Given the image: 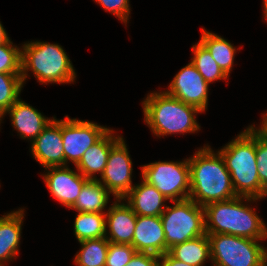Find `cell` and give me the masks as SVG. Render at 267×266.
<instances>
[{
    "label": "cell",
    "instance_id": "20",
    "mask_svg": "<svg viewBox=\"0 0 267 266\" xmlns=\"http://www.w3.org/2000/svg\"><path fill=\"white\" fill-rule=\"evenodd\" d=\"M175 259L191 266H204L211 261L210 240L207 234L177 244L168 250Z\"/></svg>",
    "mask_w": 267,
    "mask_h": 266
},
{
    "label": "cell",
    "instance_id": "13",
    "mask_svg": "<svg viewBox=\"0 0 267 266\" xmlns=\"http://www.w3.org/2000/svg\"><path fill=\"white\" fill-rule=\"evenodd\" d=\"M31 144L34 159L43 168L65 166V155L61 133V119L56 117L43 129Z\"/></svg>",
    "mask_w": 267,
    "mask_h": 266
},
{
    "label": "cell",
    "instance_id": "22",
    "mask_svg": "<svg viewBox=\"0 0 267 266\" xmlns=\"http://www.w3.org/2000/svg\"><path fill=\"white\" fill-rule=\"evenodd\" d=\"M199 42L208 50L220 69L229 77L234 65L237 48L228 40L212 33L205 28L201 29Z\"/></svg>",
    "mask_w": 267,
    "mask_h": 266
},
{
    "label": "cell",
    "instance_id": "2",
    "mask_svg": "<svg viewBox=\"0 0 267 266\" xmlns=\"http://www.w3.org/2000/svg\"><path fill=\"white\" fill-rule=\"evenodd\" d=\"M257 200L260 199L237 196L230 200L207 204L203 207L206 234H227L265 240L267 226L248 204Z\"/></svg>",
    "mask_w": 267,
    "mask_h": 266
},
{
    "label": "cell",
    "instance_id": "7",
    "mask_svg": "<svg viewBox=\"0 0 267 266\" xmlns=\"http://www.w3.org/2000/svg\"><path fill=\"white\" fill-rule=\"evenodd\" d=\"M207 235L212 266H265L266 247L261 245L263 240L227 234Z\"/></svg>",
    "mask_w": 267,
    "mask_h": 266
},
{
    "label": "cell",
    "instance_id": "9",
    "mask_svg": "<svg viewBox=\"0 0 267 266\" xmlns=\"http://www.w3.org/2000/svg\"><path fill=\"white\" fill-rule=\"evenodd\" d=\"M110 128L98 123L70 118L61 119V133L65 166L71 161L76 166L85 151L96 143Z\"/></svg>",
    "mask_w": 267,
    "mask_h": 266
},
{
    "label": "cell",
    "instance_id": "30",
    "mask_svg": "<svg viewBox=\"0 0 267 266\" xmlns=\"http://www.w3.org/2000/svg\"><path fill=\"white\" fill-rule=\"evenodd\" d=\"M105 11L120 19L126 26L130 16V0H94Z\"/></svg>",
    "mask_w": 267,
    "mask_h": 266
},
{
    "label": "cell",
    "instance_id": "15",
    "mask_svg": "<svg viewBox=\"0 0 267 266\" xmlns=\"http://www.w3.org/2000/svg\"><path fill=\"white\" fill-rule=\"evenodd\" d=\"M131 246L136 252L161 256L166 253V240L161 216H137Z\"/></svg>",
    "mask_w": 267,
    "mask_h": 266
},
{
    "label": "cell",
    "instance_id": "25",
    "mask_svg": "<svg viewBox=\"0 0 267 266\" xmlns=\"http://www.w3.org/2000/svg\"><path fill=\"white\" fill-rule=\"evenodd\" d=\"M192 53L194 56L191 58V63L208 84L229 78L199 41L192 46Z\"/></svg>",
    "mask_w": 267,
    "mask_h": 266
},
{
    "label": "cell",
    "instance_id": "6",
    "mask_svg": "<svg viewBox=\"0 0 267 266\" xmlns=\"http://www.w3.org/2000/svg\"><path fill=\"white\" fill-rule=\"evenodd\" d=\"M173 203L161 214L166 252L177 244L206 234L202 206L189 198Z\"/></svg>",
    "mask_w": 267,
    "mask_h": 266
},
{
    "label": "cell",
    "instance_id": "4",
    "mask_svg": "<svg viewBox=\"0 0 267 266\" xmlns=\"http://www.w3.org/2000/svg\"><path fill=\"white\" fill-rule=\"evenodd\" d=\"M142 109L144 122L156 137L194 134L201 130L196 115L203 112L165 91L148 93L142 102Z\"/></svg>",
    "mask_w": 267,
    "mask_h": 266
},
{
    "label": "cell",
    "instance_id": "31",
    "mask_svg": "<svg viewBox=\"0 0 267 266\" xmlns=\"http://www.w3.org/2000/svg\"><path fill=\"white\" fill-rule=\"evenodd\" d=\"M126 266H160V256L136 252Z\"/></svg>",
    "mask_w": 267,
    "mask_h": 266
},
{
    "label": "cell",
    "instance_id": "12",
    "mask_svg": "<svg viewBox=\"0 0 267 266\" xmlns=\"http://www.w3.org/2000/svg\"><path fill=\"white\" fill-rule=\"evenodd\" d=\"M47 172L43 175L46 187L51 195L56 198L59 203L71 208L83 185L89 180L85 178L78 170L77 172L66 166L48 167Z\"/></svg>",
    "mask_w": 267,
    "mask_h": 266
},
{
    "label": "cell",
    "instance_id": "14",
    "mask_svg": "<svg viewBox=\"0 0 267 266\" xmlns=\"http://www.w3.org/2000/svg\"><path fill=\"white\" fill-rule=\"evenodd\" d=\"M106 211V239L115 244L131 245L137 215L123 199H115Z\"/></svg>",
    "mask_w": 267,
    "mask_h": 266
},
{
    "label": "cell",
    "instance_id": "24",
    "mask_svg": "<svg viewBox=\"0 0 267 266\" xmlns=\"http://www.w3.org/2000/svg\"><path fill=\"white\" fill-rule=\"evenodd\" d=\"M81 248L74 257L77 266H105L109 241L106 237L79 242Z\"/></svg>",
    "mask_w": 267,
    "mask_h": 266
},
{
    "label": "cell",
    "instance_id": "21",
    "mask_svg": "<svg viewBox=\"0 0 267 266\" xmlns=\"http://www.w3.org/2000/svg\"><path fill=\"white\" fill-rule=\"evenodd\" d=\"M110 194L97 179H89L83 185L75 204L70 209L77 212L106 213Z\"/></svg>",
    "mask_w": 267,
    "mask_h": 266
},
{
    "label": "cell",
    "instance_id": "5",
    "mask_svg": "<svg viewBox=\"0 0 267 266\" xmlns=\"http://www.w3.org/2000/svg\"><path fill=\"white\" fill-rule=\"evenodd\" d=\"M21 46V77L23 84L31 71L41 84H71L76 72L64 48L44 41H28Z\"/></svg>",
    "mask_w": 267,
    "mask_h": 266
},
{
    "label": "cell",
    "instance_id": "33",
    "mask_svg": "<svg viewBox=\"0 0 267 266\" xmlns=\"http://www.w3.org/2000/svg\"><path fill=\"white\" fill-rule=\"evenodd\" d=\"M262 120L260 122L259 128L253 125L267 140V112L262 115Z\"/></svg>",
    "mask_w": 267,
    "mask_h": 266
},
{
    "label": "cell",
    "instance_id": "35",
    "mask_svg": "<svg viewBox=\"0 0 267 266\" xmlns=\"http://www.w3.org/2000/svg\"><path fill=\"white\" fill-rule=\"evenodd\" d=\"M263 18H265L264 20H266L267 22V0H263Z\"/></svg>",
    "mask_w": 267,
    "mask_h": 266
},
{
    "label": "cell",
    "instance_id": "10",
    "mask_svg": "<svg viewBox=\"0 0 267 266\" xmlns=\"http://www.w3.org/2000/svg\"><path fill=\"white\" fill-rule=\"evenodd\" d=\"M132 160L122 137L110 150L107 164L99 182L114 196L122 199L133 187Z\"/></svg>",
    "mask_w": 267,
    "mask_h": 266
},
{
    "label": "cell",
    "instance_id": "18",
    "mask_svg": "<svg viewBox=\"0 0 267 266\" xmlns=\"http://www.w3.org/2000/svg\"><path fill=\"white\" fill-rule=\"evenodd\" d=\"M109 129L96 143L88 148L79 163L75 166L85 178L95 180L96 173L104 172L111 148L123 137Z\"/></svg>",
    "mask_w": 267,
    "mask_h": 266
},
{
    "label": "cell",
    "instance_id": "27",
    "mask_svg": "<svg viewBox=\"0 0 267 266\" xmlns=\"http://www.w3.org/2000/svg\"><path fill=\"white\" fill-rule=\"evenodd\" d=\"M0 73L21 74V47L11 40L0 44Z\"/></svg>",
    "mask_w": 267,
    "mask_h": 266
},
{
    "label": "cell",
    "instance_id": "1",
    "mask_svg": "<svg viewBox=\"0 0 267 266\" xmlns=\"http://www.w3.org/2000/svg\"><path fill=\"white\" fill-rule=\"evenodd\" d=\"M190 166L189 199L204 207L212 202L237 197L229 171L221 154L204 145L188 157Z\"/></svg>",
    "mask_w": 267,
    "mask_h": 266
},
{
    "label": "cell",
    "instance_id": "3",
    "mask_svg": "<svg viewBox=\"0 0 267 266\" xmlns=\"http://www.w3.org/2000/svg\"><path fill=\"white\" fill-rule=\"evenodd\" d=\"M218 152L224 159L237 196L257 199L267 197L258 175L256 128L253 125H249Z\"/></svg>",
    "mask_w": 267,
    "mask_h": 266
},
{
    "label": "cell",
    "instance_id": "36",
    "mask_svg": "<svg viewBox=\"0 0 267 266\" xmlns=\"http://www.w3.org/2000/svg\"><path fill=\"white\" fill-rule=\"evenodd\" d=\"M265 266H267V247H266V258H265Z\"/></svg>",
    "mask_w": 267,
    "mask_h": 266
},
{
    "label": "cell",
    "instance_id": "29",
    "mask_svg": "<svg viewBox=\"0 0 267 266\" xmlns=\"http://www.w3.org/2000/svg\"><path fill=\"white\" fill-rule=\"evenodd\" d=\"M256 162L261 186L267 191V140L257 129Z\"/></svg>",
    "mask_w": 267,
    "mask_h": 266
},
{
    "label": "cell",
    "instance_id": "11",
    "mask_svg": "<svg viewBox=\"0 0 267 266\" xmlns=\"http://www.w3.org/2000/svg\"><path fill=\"white\" fill-rule=\"evenodd\" d=\"M209 85L190 62L180 69L164 91L204 113L208 107Z\"/></svg>",
    "mask_w": 267,
    "mask_h": 266
},
{
    "label": "cell",
    "instance_id": "16",
    "mask_svg": "<svg viewBox=\"0 0 267 266\" xmlns=\"http://www.w3.org/2000/svg\"><path fill=\"white\" fill-rule=\"evenodd\" d=\"M6 114H9L11 125L18 132L21 139H34L54 119L43 116L41 112L19 98L0 118V124Z\"/></svg>",
    "mask_w": 267,
    "mask_h": 266
},
{
    "label": "cell",
    "instance_id": "23",
    "mask_svg": "<svg viewBox=\"0 0 267 266\" xmlns=\"http://www.w3.org/2000/svg\"><path fill=\"white\" fill-rule=\"evenodd\" d=\"M77 213L73 231L78 242L106 237L105 213Z\"/></svg>",
    "mask_w": 267,
    "mask_h": 266
},
{
    "label": "cell",
    "instance_id": "19",
    "mask_svg": "<svg viewBox=\"0 0 267 266\" xmlns=\"http://www.w3.org/2000/svg\"><path fill=\"white\" fill-rule=\"evenodd\" d=\"M24 210L20 208L0 217V266L19 256Z\"/></svg>",
    "mask_w": 267,
    "mask_h": 266
},
{
    "label": "cell",
    "instance_id": "26",
    "mask_svg": "<svg viewBox=\"0 0 267 266\" xmlns=\"http://www.w3.org/2000/svg\"><path fill=\"white\" fill-rule=\"evenodd\" d=\"M24 85L21 74L0 73V118L20 98Z\"/></svg>",
    "mask_w": 267,
    "mask_h": 266
},
{
    "label": "cell",
    "instance_id": "34",
    "mask_svg": "<svg viewBox=\"0 0 267 266\" xmlns=\"http://www.w3.org/2000/svg\"><path fill=\"white\" fill-rule=\"evenodd\" d=\"M11 39L8 36L7 31L5 30L4 26L0 22V44L9 42Z\"/></svg>",
    "mask_w": 267,
    "mask_h": 266
},
{
    "label": "cell",
    "instance_id": "28",
    "mask_svg": "<svg viewBox=\"0 0 267 266\" xmlns=\"http://www.w3.org/2000/svg\"><path fill=\"white\" fill-rule=\"evenodd\" d=\"M136 250L129 244H115L109 242L105 266H126Z\"/></svg>",
    "mask_w": 267,
    "mask_h": 266
},
{
    "label": "cell",
    "instance_id": "8",
    "mask_svg": "<svg viewBox=\"0 0 267 266\" xmlns=\"http://www.w3.org/2000/svg\"><path fill=\"white\" fill-rule=\"evenodd\" d=\"M142 177L171 203L189 198L190 166L183 161H156L140 166Z\"/></svg>",
    "mask_w": 267,
    "mask_h": 266
},
{
    "label": "cell",
    "instance_id": "32",
    "mask_svg": "<svg viewBox=\"0 0 267 266\" xmlns=\"http://www.w3.org/2000/svg\"><path fill=\"white\" fill-rule=\"evenodd\" d=\"M160 266H191L173 258L168 252L160 256Z\"/></svg>",
    "mask_w": 267,
    "mask_h": 266
},
{
    "label": "cell",
    "instance_id": "17",
    "mask_svg": "<svg viewBox=\"0 0 267 266\" xmlns=\"http://www.w3.org/2000/svg\"><path fill=\"white\" fill-rule=\"evenodd\" d=\"M137 216H161L169 201L153 185L142 178L140 184L134 187L122 198Z\"/></svg>",
    "mask_w": 267,
    "mask_h": 266
}]
</instances>
